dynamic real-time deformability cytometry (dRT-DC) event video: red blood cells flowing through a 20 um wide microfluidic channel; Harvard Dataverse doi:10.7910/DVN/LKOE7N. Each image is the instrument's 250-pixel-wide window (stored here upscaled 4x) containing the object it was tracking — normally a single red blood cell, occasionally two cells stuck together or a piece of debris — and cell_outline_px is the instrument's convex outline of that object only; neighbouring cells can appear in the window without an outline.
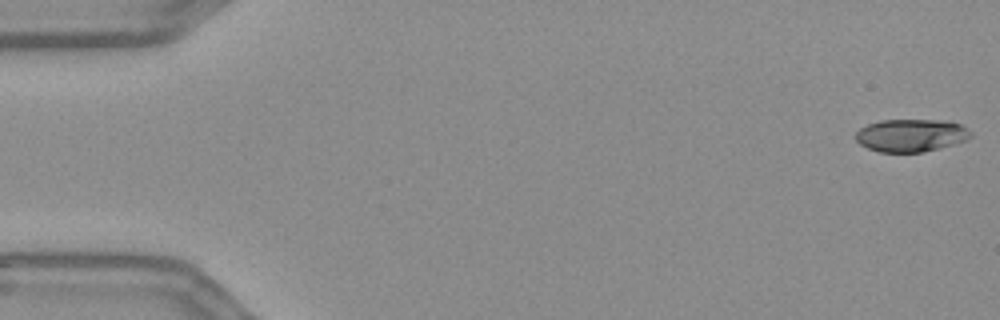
{"species": "Egyptian fruit bat (a non-hibernating species)", "species_latin": "Rousettus aegyptiacus", "temperature_condition": "warm", "stored_images_in_passage": 55, "camera_frame_rate_fps": 3000, "um_per_image_px": 0.085, "frame": {"image": 1, "passage_image": 1, "time_ms": 0.0, "image_size_px": [1000, 320], "cell_outline_px": [[972, 136], [964, 140], [940, 148], [924, 152], [880, 152], [868, 148], [860, 144], [856, 140], [856, 132], [860, 128], [868, 124], [880, 120], [948, 120], [960, 124], [968, 128], [972, 132]], "centroid_in_image_um": [77.45, 11.5], "position_along_channel_um": 7.6, "area_um2": 21.96}}
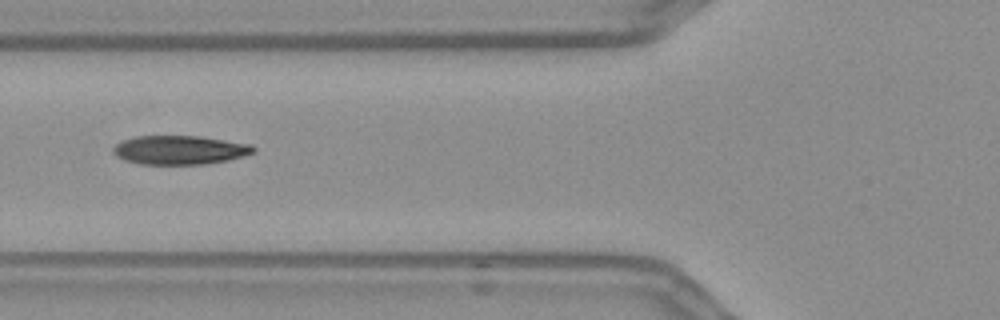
{"frame": {"image": 2, "passage_image": 21, "time_ms": 6.667, "image_size_px": [1000, 320], "cell_outline_px": [[256, 152], [244, 156], [228, 160], [208, 164], [140, 164], [124, 160], [116, 156], [112, 152], [112, 148], [120, 140], [136, 136], [200, 136], [252, 144], [256, 148]], "centroid_in_image_um": [15.28, 12.75], "position_along_channel_um": 110.5, "area_um2": 23.93}}
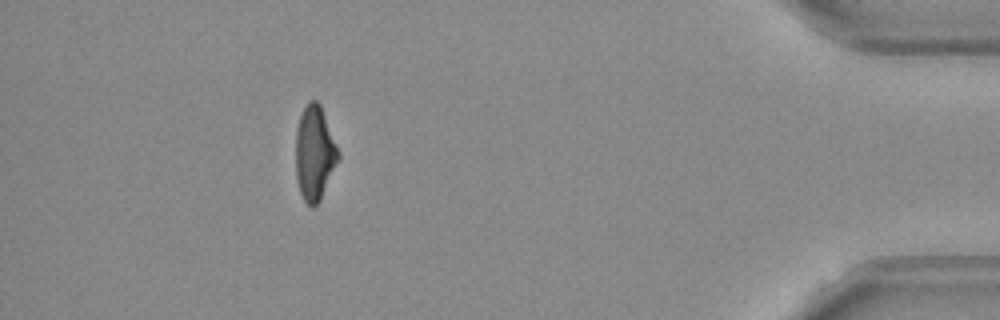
{"frame": {"image": 3, "passage_image": 50, "time_ms": 16.333, "image_size_px": [1000, 320], "cell_outline_px": [[340, 156], [320, 200], [312, 208], [304, 200], [300, 192], [296, 180], [296, 128], [300, 116], [304, 108], [312, 100], [316, 100], [320, 104], [340, 152]], "centroid_in_image_um": [26.74, 13.02], "position_along_channel_um": 408.5, "area_um2": 23.24}, "authors_computed_cell_mechanics": {"area_um2": 23.9292, "velocity_mm_per_s": 3.6592, "shape_relaxation_time_tau1_ms": 5.3568, "shape_relaxation_time_tau2_ms": 1.5116, "deformation_change_tau1": 0.188, "deformation_change_tau2": 0.0806}}